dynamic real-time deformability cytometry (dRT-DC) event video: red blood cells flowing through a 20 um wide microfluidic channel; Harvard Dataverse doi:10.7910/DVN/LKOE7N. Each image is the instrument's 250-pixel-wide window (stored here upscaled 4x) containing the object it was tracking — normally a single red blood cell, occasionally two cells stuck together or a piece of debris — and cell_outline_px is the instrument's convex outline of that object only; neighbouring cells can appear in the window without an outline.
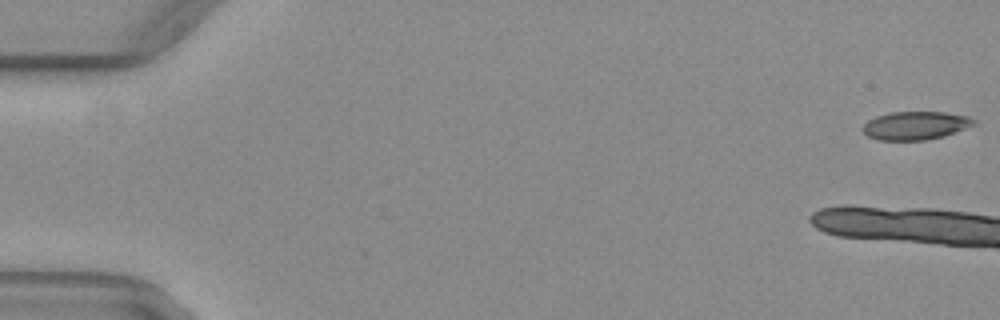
{"species": "common noctule bat (a hibernating species)", "species_latin": "Nyctalus noctula", "temperature_condition": "warm", "stored_images_in_passage": 13, "camera_frame_rate_fps": 3000, "um_per_image_px": 0.085, "animal": {"sex": "female", "body_mass_g": 29.2, "forearm_length_mm": 56.3}, "frame": {"image": 1, "passage_image": 1, "time_ms": 0.0, "image_size_px": [1000, 320], "cell_outline_px": [[976, 124], [944, 136], [924, 140], [880, 140], [868, 136], [864, 132], [864, 124], [868, 120], [876, 116], [888, 112], [944, 112], [968, 116], [976, 120]], "centroid_in_image_um": [77.83, 10.66], "position_along_channel_um": 7.2, "area_um2": 18.21}}